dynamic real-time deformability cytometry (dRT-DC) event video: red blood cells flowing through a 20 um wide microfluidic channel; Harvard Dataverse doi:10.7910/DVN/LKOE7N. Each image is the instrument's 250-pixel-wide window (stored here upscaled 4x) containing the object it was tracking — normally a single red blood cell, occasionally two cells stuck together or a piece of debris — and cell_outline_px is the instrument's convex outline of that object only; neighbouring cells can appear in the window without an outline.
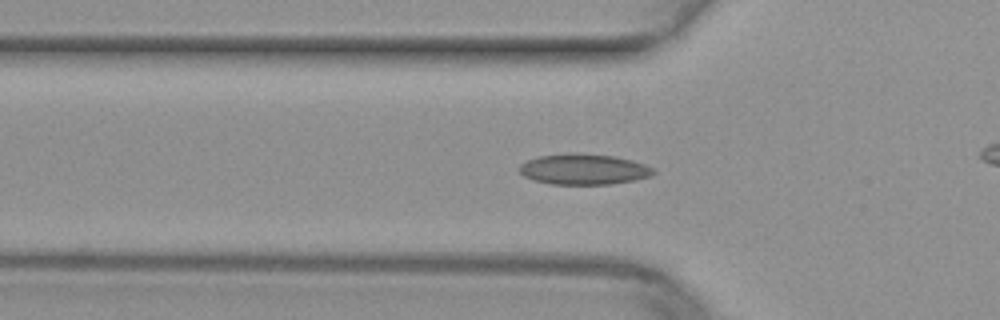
{"species": "common noctule bat (a hibernating species)", "species_latin": "Nyctalus noctula", "temperature_condition": "warm", "stored_images_in_passage": 44, "camera_frame_rate_fps": 3000, "um_per_image_px": 0.085, "animal": {"sex": "female", "body_mass_g": 29.2, "forearm_length_mm": 56.3}, "frame": {"image": 1, "passage_image": 18, "time_ms": 5.667, "image_size_px": [1000, 320], "cell_outline_px": [[656, 172], [652, 176], [636, 180], [612, 184], [552, 184], [532, 180], [524, 176], [520, 172], [520, 164], [528, 160], [540, 156], [572, 152], [616, 156], [632, 160], [644, 164], [652, 168]], "centroid_in_image_um": [49.64, 14.38], "position_along_channel_um": 76.2, "area_um2": 24.1}}
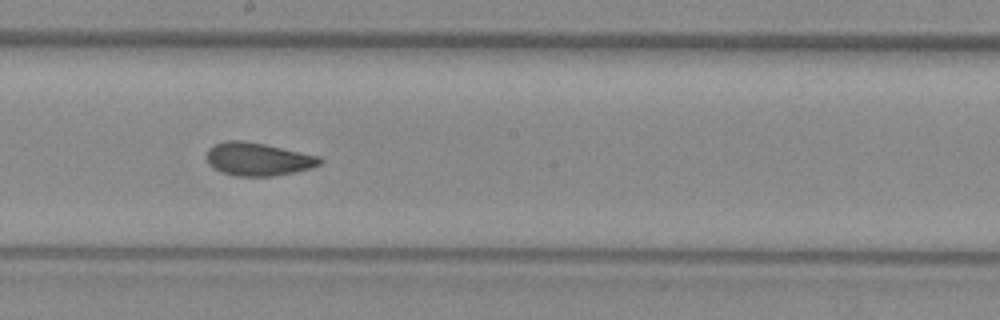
{"frame": {"image": 2, "passage_image": 29, "time_ms": 9.333, "image_size_px": [1000, 320], "cell_outline_px": [[324, 160], [320, 164], [312, 168], [272, 176], [236, 176], [220, 172], [208, 164], [208, 148], [224, 140], [244, 140], [264, 144], [320, 156]], "centroid_in_image_um": [21.93, 13.52], "position_along_channel_um": 226.3, "area_um2": 21.79}}
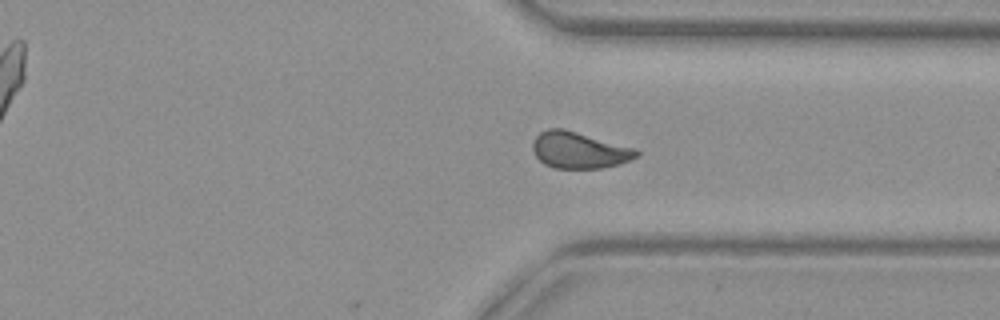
{"frame": {"image": 3, "passage_image": 39, "time_ms": 12.667, "image_size_px": [1000, 320], "cell_outline_px": [[640, 156], [620, 164], [600, 168], [556, 168], [544, 164], [536, 156], [532, 148], [532, 144], [536, 136], [540, 132], [548, 128], [564, 128], [636, 148], [640, 152]], "centroid_in_image_um": [49.25, 12.75], "position_along_channel_um": 362.1, "area_um2": 22.2}}